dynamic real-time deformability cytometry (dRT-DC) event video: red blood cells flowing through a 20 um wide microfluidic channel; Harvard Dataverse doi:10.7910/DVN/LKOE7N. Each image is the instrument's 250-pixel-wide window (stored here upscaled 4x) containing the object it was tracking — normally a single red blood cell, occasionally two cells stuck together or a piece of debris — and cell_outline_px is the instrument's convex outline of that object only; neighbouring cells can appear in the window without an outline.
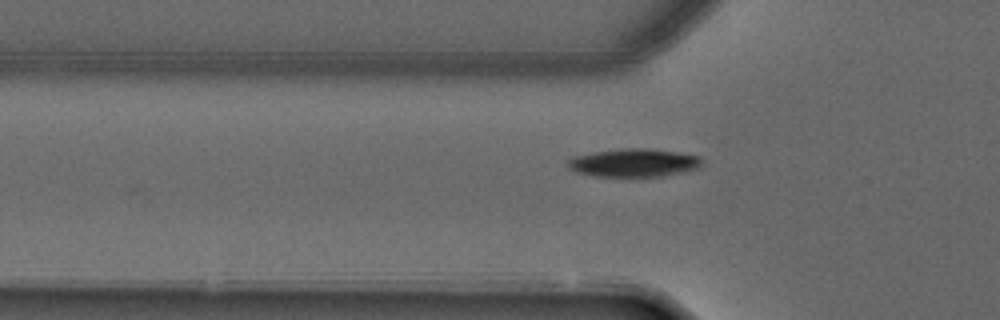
{"species": "common noctule bat (a hibernating species)", "species_latin": "Nyctalus noctula", "temperature_condition": "warm", "stored_images_in_passage": 6, "segment_of_instrument_passage": [2, 2], "camera_frame_rate_fps": 3000, "um_per_image_px": 0.085, "animal": {"sex": "male", "forearm_length_mm": 52.5}, "frame": {"image": 1, "passage_image": 6, "time_ms": 1.667, "image_size_px": [1000, 320], "cell_outline_px": [[700, 168], [684, 172], [664, 176], [592, 176], [576, 172], [568, 168], [568, 160], [572, 156], [592, 152], [628, 148], [644, 148], [676, 152], [700, 156]], "centroid_in_image_um": [53.85, 13.84], "position_along_channel_um": 72.0, "area_um2": 21.96}}